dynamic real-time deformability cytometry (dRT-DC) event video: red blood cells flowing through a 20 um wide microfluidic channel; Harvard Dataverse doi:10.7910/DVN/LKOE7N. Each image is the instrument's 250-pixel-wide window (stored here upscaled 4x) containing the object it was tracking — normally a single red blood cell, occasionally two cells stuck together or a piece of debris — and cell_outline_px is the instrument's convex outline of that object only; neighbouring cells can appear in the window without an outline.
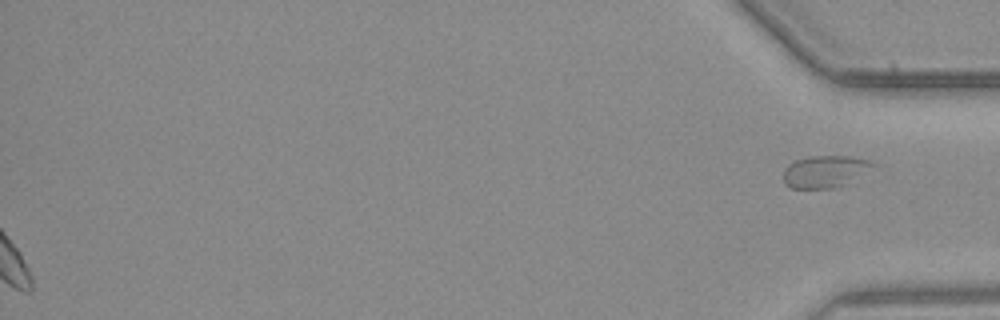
{"species": "common noctule bat (a hibernating species)", "species_latin": "Nyctalus noctula", "temperature_condition": "warm", "stored_images_in_passage": 38, "segment_of_instrument_passage": [2, 2], "camera_frame_rate_fps": 3000, "um_per_image_px": 0.085, "animal": {"sex": "male", "body_mass_g": 23.1, "forearm_length_mm": 52.7}, "frame": {"image": 1, "passage_image": 38, "time_ms": 12.333, "image_size_px": [1000, 320], "cell_outline_px": [[880, 164], [844, 184], [836, 188], [788, 188], [784, 184], [784, 168], [788, 164], [796, 160], [808, 156], [852, 156], [872, 160]], "centroid_in_image_um": [70.14, 14.56], "position_along_channel_um": 365.1, "area_um2": 16.94}}